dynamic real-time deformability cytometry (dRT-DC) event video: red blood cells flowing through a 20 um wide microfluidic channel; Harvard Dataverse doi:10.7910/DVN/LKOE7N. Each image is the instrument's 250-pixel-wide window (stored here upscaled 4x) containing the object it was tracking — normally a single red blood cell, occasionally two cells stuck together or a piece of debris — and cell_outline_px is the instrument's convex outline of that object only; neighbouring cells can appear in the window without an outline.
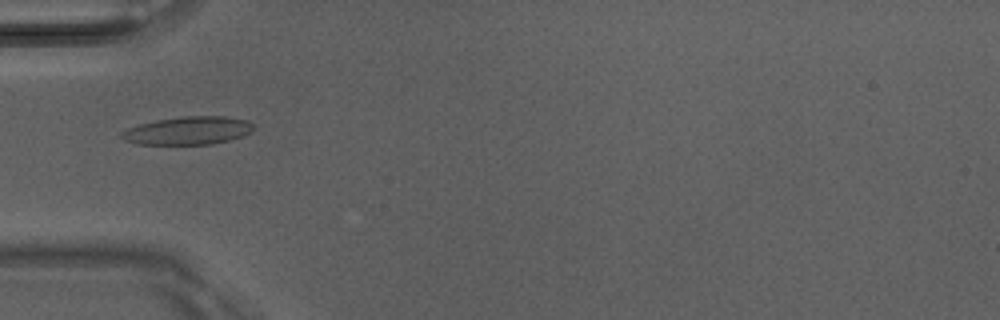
{"species": "Egyptian fruit bat (a non-hibernating species)", "species_latin": "Rousettus aegyptiacus", "temperature_condition": "room temperature", "stored_images_in_passage": 5, "camera_frame_rate_fps": 3000, "um_per_image_px": 0.085, "animal": {"sex": "male"}, "frame": {"image": 1, "passage_image": 4, "time_ms": 1.0, "image_size_px": [1000, 320], "cell_outline_px": [[252, 132], [244, 136], [212, 144], [140, 144], [124, 140], [120, 136], [120, 132], [128, 128], [140, 124], [156, 120], [184, 116], [224, 116], [248, 120], [252, 124]], "centroid_in_image_um": [15.99, 11.1], "position_along_channel_um": 69.0, "area_um2": 21.5}}